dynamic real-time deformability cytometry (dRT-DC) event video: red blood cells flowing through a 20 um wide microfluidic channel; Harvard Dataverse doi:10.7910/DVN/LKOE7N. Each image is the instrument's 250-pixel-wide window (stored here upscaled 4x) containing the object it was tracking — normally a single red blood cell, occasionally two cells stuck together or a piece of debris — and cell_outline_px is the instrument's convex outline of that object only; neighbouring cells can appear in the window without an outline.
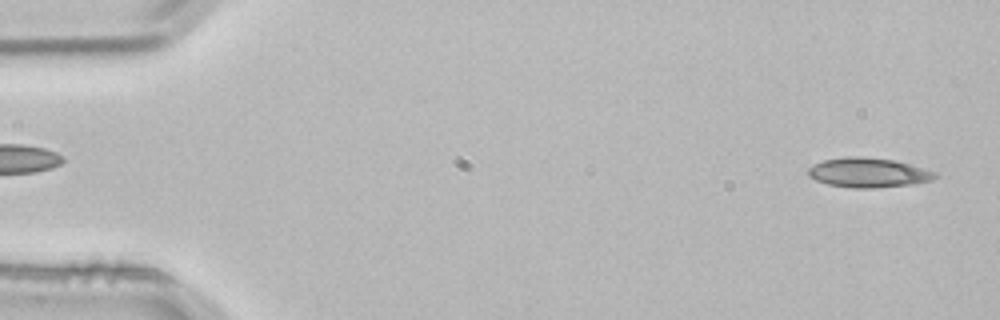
{"species": "common noctule bat (a hibernating species)", "species_latin": "Nyctalus noctula", "temperature_condition": "room temperature", "stored_images_in_passage": 4, "camera_frame_rate_fps": 3000, "um_per_image_px": 0.085, "animal": {"sex": "male", "body_mass_g": 21.5, "forearm_length_mm": 52.0}, "frame": {"image": 1, "passage_image": 4, "time_ms": 1.0, "image_size_px": [1000, 320], "cell_outline_px": [[940, 176], [932, 180], [912, 184], [876, 188], [852, 188], [828, 184], [816, 180], [808, 176], [808, 168], [824, 160], [848, 156], [860, 156], [892, 160], [908, 164], [936, 172]], "centroid_in_image_um": [73.81, 14.68], "position_along_channel_um": 11.2, "area_um2": 21.73}}